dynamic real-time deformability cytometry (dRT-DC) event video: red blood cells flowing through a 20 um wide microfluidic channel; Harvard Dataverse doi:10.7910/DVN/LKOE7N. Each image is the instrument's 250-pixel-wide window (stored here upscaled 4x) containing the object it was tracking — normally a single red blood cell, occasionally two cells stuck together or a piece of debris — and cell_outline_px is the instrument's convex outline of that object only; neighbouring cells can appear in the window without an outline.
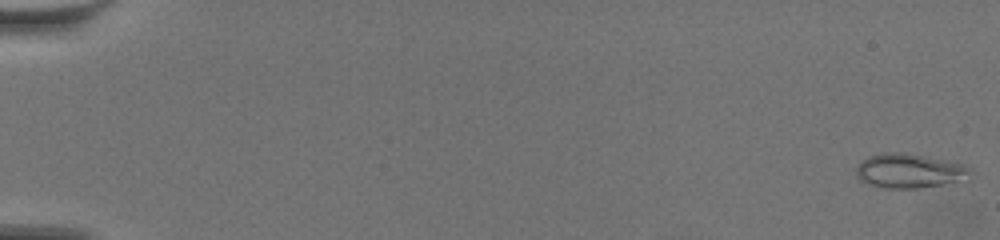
{"species": "common noctule bat (a hibernating species)", "species_latin": "Nyctalus noctula", "temperature_condition": "warm", "stored_images_in_passage": 62, "segment_of_instrument_passage": [1, 2], "camera_frame_rate_fps": 3000, "um_per_image_px": 0.085, "animal": {"sex": "female", "body_mass_g": 19.5, "forearm_length_mm": 54.1}, "frame": {"image": 1, "passage_image": 1, "time_ms": 0.0, "image_size_px": [1000, 240], "cell_outline_px": [[972, 168], [968, 180], [916, 188], [884, 188], [868, 184], [860, 180], [856, 176], [856, 168], [860, 160], [868, 156], [892, 152], [904, 152], [964, 164]], "centroid_in_image_um": [77.3, 14.52], "position_along_channel_um": 7.7, "area_um2": 22.95}}
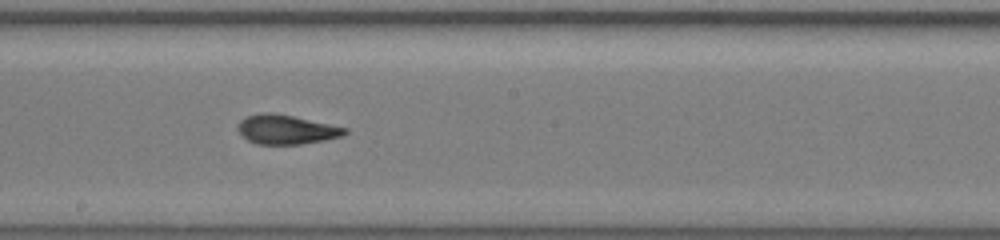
{"frame": {"image": 2, "passage_image": 36, "time_ms": 11.667, "image_size_px": [1000, 240], "cell_outline_px": [[348, 132], [344, 136], [324, 140], [300, 144], [256, 144], [240, 136], [236, 128], [236, 124], [240, 120], [248, 116], [260, 112], [272, 112], [292, 116], [348, 128]], "centroid_in_image_um": [24.29, 11.01], "position_along_channel_um": 223.9, "area_um2": 18.44}}
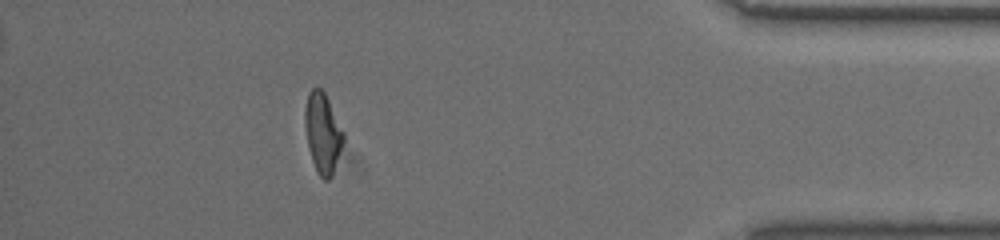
{"frame": {"image": 3, "passage_image": 55, "time_ms": 18.0, "image_size_px": [1000, 240], "cell_outline_px": [[344, 140], [332, 176], [328, 180], [324, 180], [316, 172], [312, 160], [308, 144], [304, 124], [304, 112], [308, 92], [312, 88], [320, 88], [324, 92], [344, 132]], "centroid_in_image_um": [27.42, 11.31], "position_along_channel_um": 407.8, "area_um2": 17.86}}